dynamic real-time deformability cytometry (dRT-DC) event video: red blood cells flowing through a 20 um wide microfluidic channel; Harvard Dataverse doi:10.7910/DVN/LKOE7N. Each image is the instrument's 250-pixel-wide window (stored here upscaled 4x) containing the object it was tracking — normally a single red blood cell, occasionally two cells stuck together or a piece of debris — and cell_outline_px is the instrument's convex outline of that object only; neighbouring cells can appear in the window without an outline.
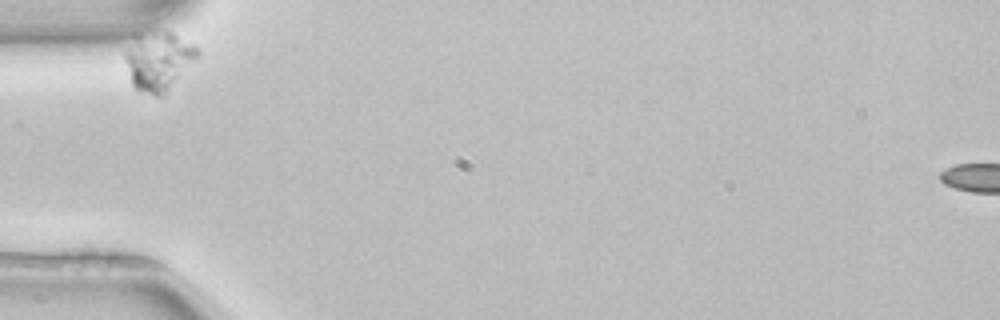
{"species": "common noctule bat (a hibernating species)", "species_latin": "Nyctalus noctula", "temperature_condition": "room temperature", "stored_images_in_passage": 32, "camera_frame_rate_fps": 3000, "um_per_image_px": 0.085, "animal": {"sex": "female", "body_mass_g": 22.7, "forearm_length_mm": 54.2}, "frame": {"image": 1, "passage_image": 1, "time_ms": 0.0, "image_size_px": [1000, 320], "cell_outline_px": [[200, 56], [164, 96], [156, 96], [136, 88], [132, 84], [124, 56], [124, 52], [132, 32], [168, 32], [196, 44], [200, 52]], "centroid_in_image_um": [13.47, 5.14], "position_along_channel_um": 71.5, "area_um2": 25.32}}
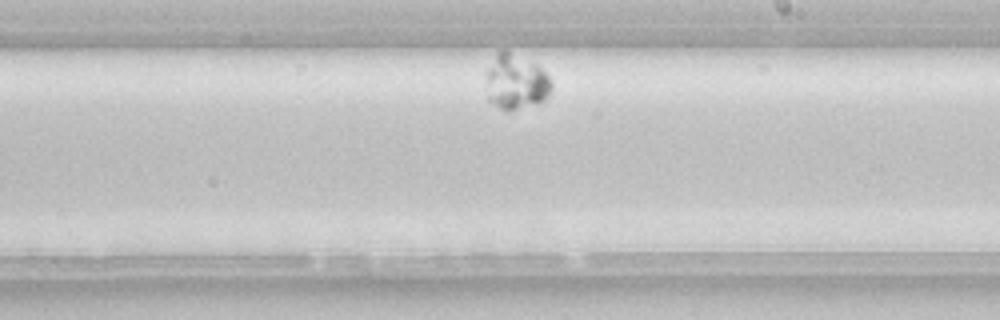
{"frame": {"image": 2, "passage_image": 19, "time_ms": 6.0, "image_size_px": [1000, 320], "cell_outline_px": [[552, 88], [548, 96], [540, 104], [508, 112], [500, 108], [488, 100], [488, 68], [496, 52], [500, 48], [508, 48], [540, 68], [552, 80]], "centroid_in_image_um": [43.87, 6.96], "position_along_channel_um": 245.1, "area_um2": 21.27}}